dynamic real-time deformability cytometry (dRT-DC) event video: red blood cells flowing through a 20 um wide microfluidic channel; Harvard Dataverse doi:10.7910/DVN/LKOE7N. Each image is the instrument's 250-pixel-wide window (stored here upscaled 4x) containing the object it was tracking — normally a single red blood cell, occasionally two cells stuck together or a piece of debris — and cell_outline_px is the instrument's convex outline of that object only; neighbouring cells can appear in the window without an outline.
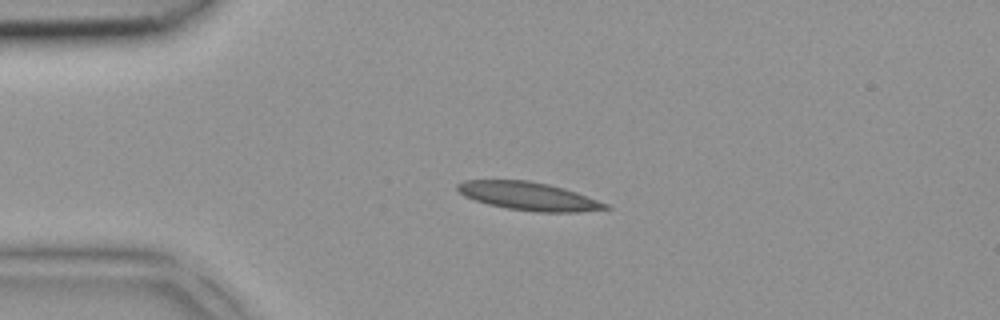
{"species": "common noctule bat (a hibernating species)", "species_latin": "Nyctalus noctula", "temperature_condition": "room temperature", "stored_images_in_passage": 4, "camera_frame_rate_fps": 3000, "um_per_image_px": 0.085, "animal": {"sex": "female", "body_mass_g": 18.4}, "frame": {"image": 1, "passage_image": 2, "time_ms": 0.333, "image_size_px": [1000, 320], "cell_outline_px": [[612, 208], [576, 212], [536, 212], [508, 208], [488, 204], [464, 196], [456, 188], [456, 184], [464, 180], [528, 180], [548, 184], [564, 188], [576, 192], [608, 204]], "centroid_in_image_um": [44.92, 16.67], "position_along_channel_um": 40.1, "area_um2": 24.16}}
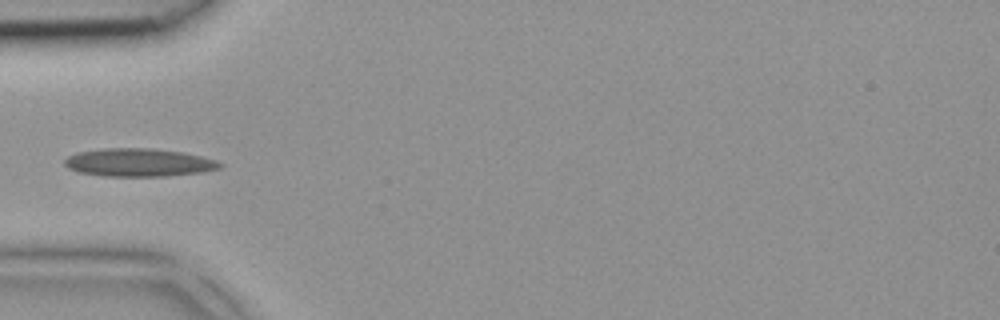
{"frame": {"image": 2, "passage_image": 3, "time_ms": 0.667, "image_size_px": [1000, 320], "cell_outline_px": [[224, 164], [220, 168], [204, 172], [168, 176], [104, 176], [80, 172], [68, 168], [64, 164], [64, 160], [68, 156], [76, 152], [104, 148], [148, 148], [184, 152], [216, 160]], "centroid_in_image_um": [11.81, 13.81], "position_along_channel_um": 73.2, "area_um2": 25.49}}